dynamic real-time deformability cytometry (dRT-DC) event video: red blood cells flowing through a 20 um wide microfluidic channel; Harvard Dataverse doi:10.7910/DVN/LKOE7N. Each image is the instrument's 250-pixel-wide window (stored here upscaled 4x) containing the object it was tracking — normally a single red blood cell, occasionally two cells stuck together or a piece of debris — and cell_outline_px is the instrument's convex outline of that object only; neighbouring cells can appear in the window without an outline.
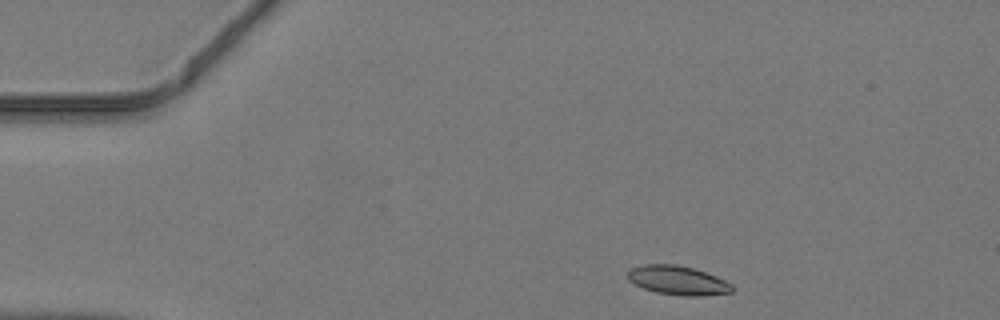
{"species": "common noctule bat (a hibernating species)", "species_latin": "Nyctalus noctula", "temperature_condition": "warm", "stored_images_in_passage": 40, "camera_frame_rate_fps": 3000, "um_per_image_px": 0.085, "animal": {"sex": "male", "body_mass_g": 19.2, "forearm_length_mm": 51.8}, "frame": {"image": 1, "passage_image": 1, "time_ms": 0.0, "image_size_px": [1000, 320], "cell_outline_px": [[732, 292], [700, 296], [680, 296], [656, 292], [644, 288], [628, 280], [628, 272], [632, 268], [644, 264], [676, 264], [692, 268], [716, 276], [732, 284]], "centroid_in_image_um": [57.61, 23.83], "position_along_channel_um": 27.4, "area_um2": 17.51}}
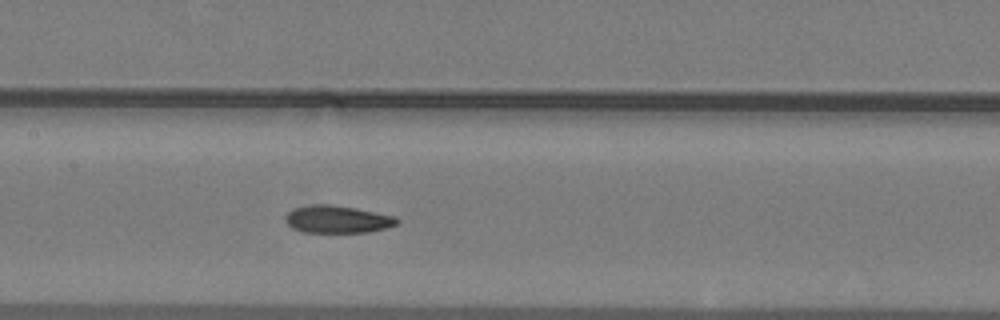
{"frame": {"image": 2, "passage_image": 16, "time_ms": 5.0, "image_size_px": [1000, 320], "cell_outline_px": [[400, 220], [396, 224], [388, 228], [368, 232], [304, 232], [292, 228], [284, 220], [284, 216], [288, 212], [296, 208], [312, 204], [328, 204], [376, 212], [396, 216]], "centroid_in_image_um": [28.68, 18.64], "position_along_channel_um": 178.7, "area_um2": 17.8}}
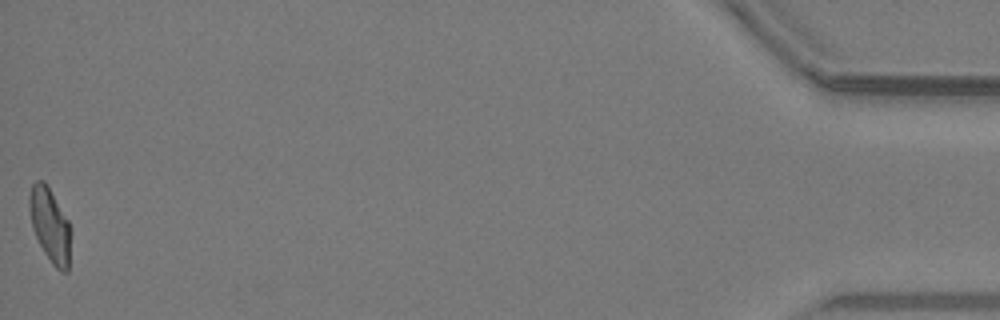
{"frame": {"image": 3, "passage_image": 40, "time_ms": 13.0, "image_size_px": [1000, 320], "cell_outline_px": [[68, 272], [60, 272], [52, 264], [44, 252], [32, 228], [28, 208], [28, 196], [32, 184], [36, 180], [44, 180], [68, 220]], "centroid_in_image_um": [4.19, 19.09], "position_along_channel_um": 431.0, "area_um2": 17.4}}